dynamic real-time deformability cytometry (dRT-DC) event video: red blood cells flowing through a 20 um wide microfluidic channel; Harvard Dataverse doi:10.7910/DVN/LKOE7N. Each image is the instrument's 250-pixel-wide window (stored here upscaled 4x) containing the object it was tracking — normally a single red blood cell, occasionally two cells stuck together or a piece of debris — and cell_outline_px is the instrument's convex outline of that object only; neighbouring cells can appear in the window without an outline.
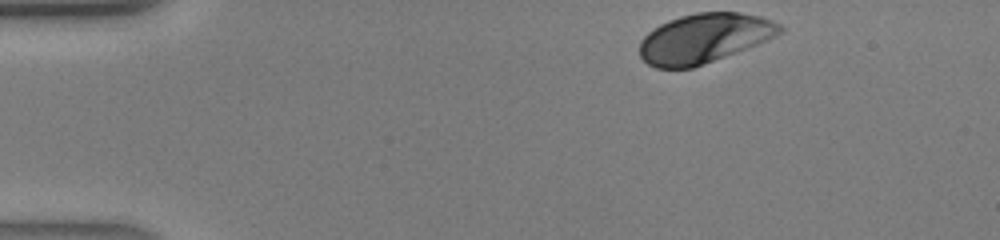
{"species": "human", "species_latin": "Homo sapiens", "temperature_condition": "warm", "stored_images_in_passage": 31, "camera_frame_rate_fps": 3000, "um_per_image_px": 0.085, "donor": {"sex": "male"}, "frame": {"image": 1, "passage_image": 1, "time_ms": 0.0, "image_size_px": [1000, 240], "cell_outline_px": [[784, 28], [776, 36], [768, 40], [704, 64], [692, 68], [656, 68], [648, 64], [640, 56], [640, 40], [648, 32], [660, 24], [668, 20], [680, 16], [696, 12], [740, 12], [760, 16], [772, 20], [780, 24]], "centroid_in_image_um": [59.85, 3.24], "position_along_channel_um": 25.1, "area_um2": 40.4}}
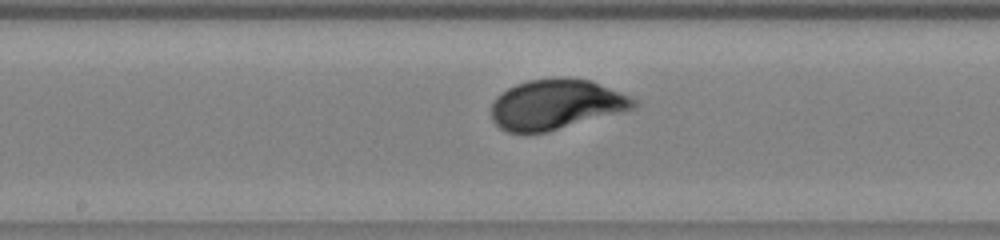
{"frame": {"image": 2, "passage_image": 17, "time_ms": 5.333, "image_size_px": [1000, 240], "cell_outline_px": [[640, 104], [636, 108], [548, 132], [524, 136], [508, 132], [500, 128], [492, 120], [492, 104], [496, 96], [500, 92], [516, 84], [528, 80], [556, 76], [568, 76], [592, 80], [632, 96], [640, 100]], "centroid_in_image_um": [47.29, 8.88], "position_along_channel_um": 200.9, "area_um2": 42.89}}
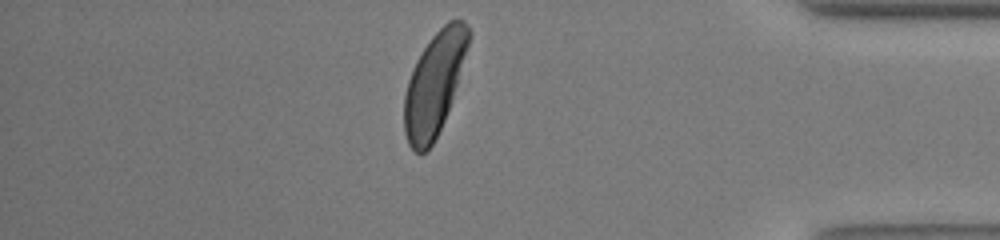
{"frame": {"image": 3, "passage_image": 31, "time_ms": 10.0, "image_size_px": [1000, 240], "cell_outline_px": [[472, 36], [444, 120], [432, 144], [424, 152], [416, 152], [408, 144], [404, 132], [404, 96], [408, 80], [412, 68], [416, 60], [432, 36], [448, 20], [464, 20], [472, 32]], "centroid_in_image_um": [36.91, 7.09], "position_along_channel_um": 398.3, "area_um2": 37.97}}